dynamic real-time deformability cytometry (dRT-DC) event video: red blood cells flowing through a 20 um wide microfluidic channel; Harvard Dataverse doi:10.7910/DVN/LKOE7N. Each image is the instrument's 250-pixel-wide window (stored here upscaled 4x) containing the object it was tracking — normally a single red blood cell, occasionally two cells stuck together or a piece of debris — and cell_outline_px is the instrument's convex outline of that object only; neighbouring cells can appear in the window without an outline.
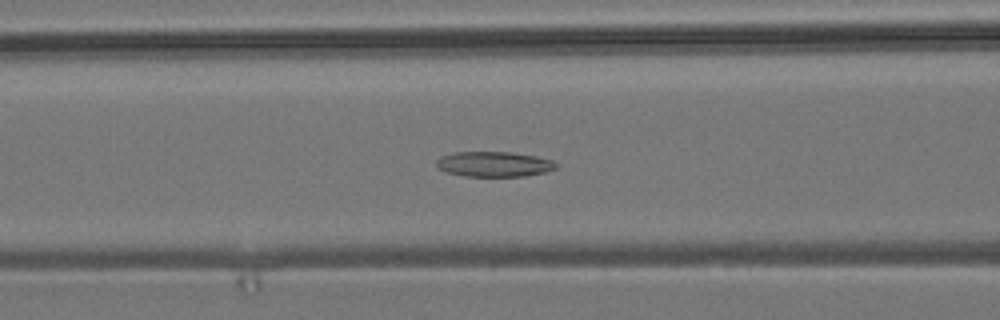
{"species": "common noctule bat (a hibernating species)", "species_latin": "Nyctalus noctula", "temperature_condition": "room temperature", "stored_images_in_passage": 55, "camera_frame_rate_fps": 3000, "um_per_image_px": 0.085, "animal": {"sex": "male", "body_mass_g": 19.2, "forearm_length_mm": 51.8}, "frame": {"image": 1, "passage_image": 22, "time_ms": 7.0, "image_size_px": [1000, 320], "cell_outline_px": [[560, 164], [556, 168], [544, 172], [524, 176], [464, 176], [444, 172], [436, 168], [436, 160], [440, 156], [456, 152], [512, 152], [536, 156], [552, 160]], "centroid_in_image_um": [41.97, 13.95], "position_along_channel_um": 124.6, "area_um2": 17.74}}
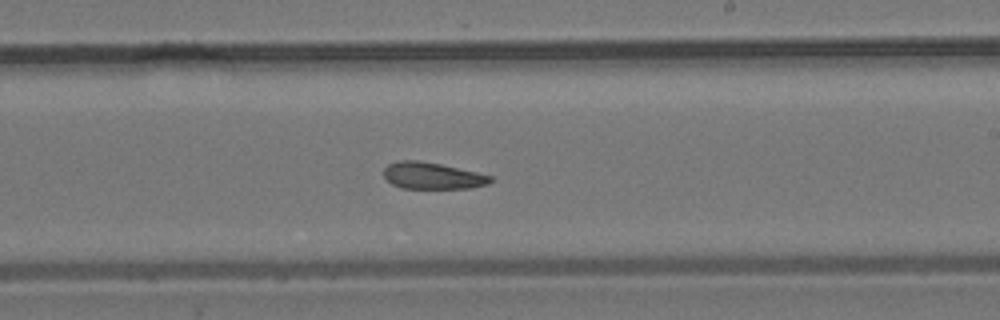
{"frame": {"image": 2, "passage_image": 32, "time_ms": 10.333, "image_size_px": [1000, 320], "cell_outline_px": [[492, 180], [488, 184], [472, 188], [400, 188], [392, 184], [384, 176], [384, 168], [388, 164], [400, 160], [416, 160], [440, 164], [476, 172], [492, 176]], "centroid_in_image_um": [36.74, 14.94], "position_along_channel_um": 252.3, "area_um2": 16.47}}
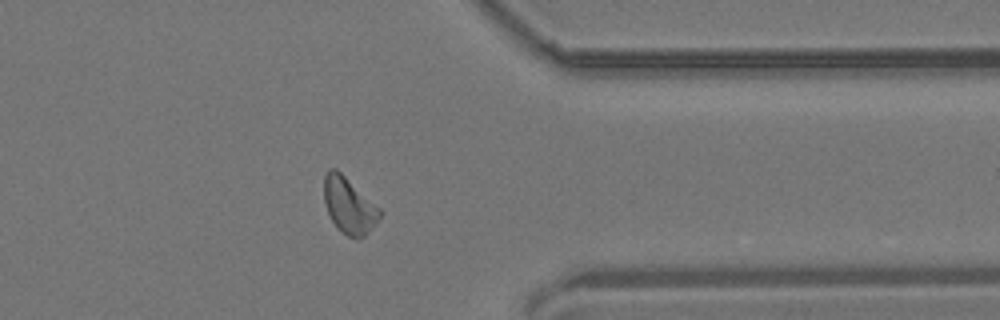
{"frame": {"image": 3, "passage_image": 43, "time_ms": 14.0, "image_size_px": [1000, 320], "cell_outline_px": [[380, 216], [372, 228], [364, 236], [356, 240], [348, 236], [336, 228], [328, 212], [324, 200], [324, 176], [328, 168], [336, 168], [380, 208]], "centroid_in_image_um": [29.64, 17.47], "position_along_channel_um": 381.8, "area_um2": 18.09}, "authors_computed_cell_mechanics": {"area_um2": 17.918, "velocity_mm_per_s": 3.8331, "shape_relaxation_time_tau1_ms": null, "shape_relaxation_time_tau2_ms": 8.0567, "deformation_change_tau1": null, "deformation_change_tau2": 0.1792}}